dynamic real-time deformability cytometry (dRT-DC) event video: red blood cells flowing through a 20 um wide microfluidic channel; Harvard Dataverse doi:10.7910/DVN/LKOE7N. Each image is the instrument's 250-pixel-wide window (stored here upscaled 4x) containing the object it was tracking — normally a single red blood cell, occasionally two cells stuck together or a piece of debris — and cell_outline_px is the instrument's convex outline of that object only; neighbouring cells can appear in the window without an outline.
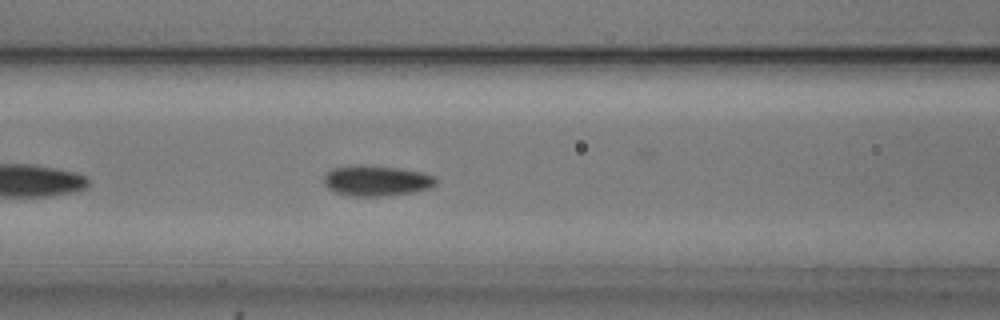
{"species": "common noctule bat (a hibernating species)", "species_latin": "Nyctalus noctula", "temperature_condition": "cold", "stored_images_in_passage": 39, "camera_frame_rate_fps": 3000, "um_per_image_px": 0.085, "animal": {"sex": "male", "body_mass_g": 20.5, "forearm_length_mm": 52.5}, "frame": {"image": 1, "passage_image": 9, "time_ms": 2.667, "image_size_px": [1000, 320], "cell_outline_px": [[436, 184], [428, 188], [412, 192], [384, 196], [356, 196], [336, 192], [328, 188], [324, 184], [324, 176], [332, 168], [360, 164], [400, 168], [424, 172], [436, 176]], "centroid_in_image_um": [32.02, 15.34], "position_along_channel_um": 134.6, "area_um2": 19.94}}
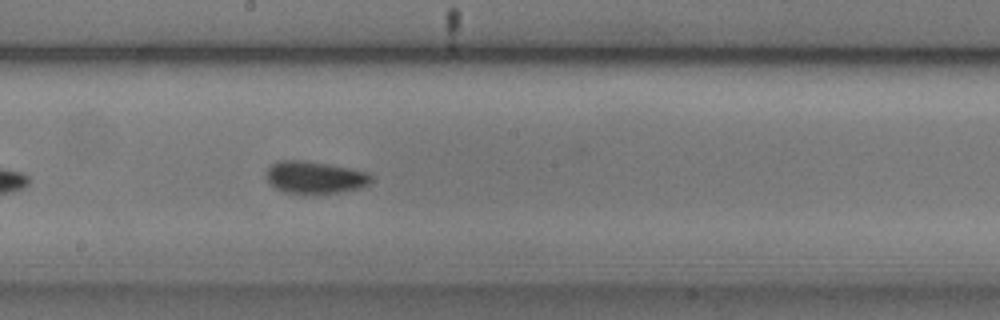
{"frame": {"image": 2, "passage_image": 16, "time_ms": 5.0, "image_size_px": [1000, 320], "cell_outline_px": [[372, 180], [368, 184], [360, 188], [316, 196], [312, 196], [284, 192], [276, 188], [268, 180], [268, 168], [272, 164], [280, 160], [304, 160], [352, 168], [368, 172], [372, 176]], "centroid_in_image_um": [26.8, 15.1], "position_along_channel_um": 221.4, "area_um2": 20.11}}
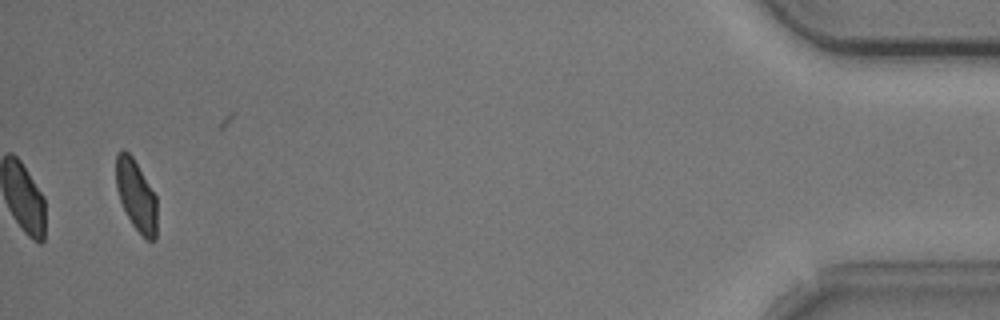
{"frame": {"image": 3, "passage_image": 39, "time_ms": 12.667, "image_size_px": [1000, 320], "cell_outline_px": [[156, 240], [148, 240], [132, 224], [120, 200], [116, 188], [116, 156], [124, 148], [132, 156], [156, 196]], "centroid_in_image_um": [11.57, 16.59], "position_along_channel_um": 423.6, "area_um2": 16.59}, "authors_computed_cell_mechanics": {"area_um2": 19.1896, "velocity_mm_per_s": 3.7231, "shape_relaxation_time_tau1_ms": 2.429, "shape_relaxation_time_tau2_ms": 1.6845, "deformation_change_tau1": 0.0757, "deformation_change_tau2": 0.0309}}